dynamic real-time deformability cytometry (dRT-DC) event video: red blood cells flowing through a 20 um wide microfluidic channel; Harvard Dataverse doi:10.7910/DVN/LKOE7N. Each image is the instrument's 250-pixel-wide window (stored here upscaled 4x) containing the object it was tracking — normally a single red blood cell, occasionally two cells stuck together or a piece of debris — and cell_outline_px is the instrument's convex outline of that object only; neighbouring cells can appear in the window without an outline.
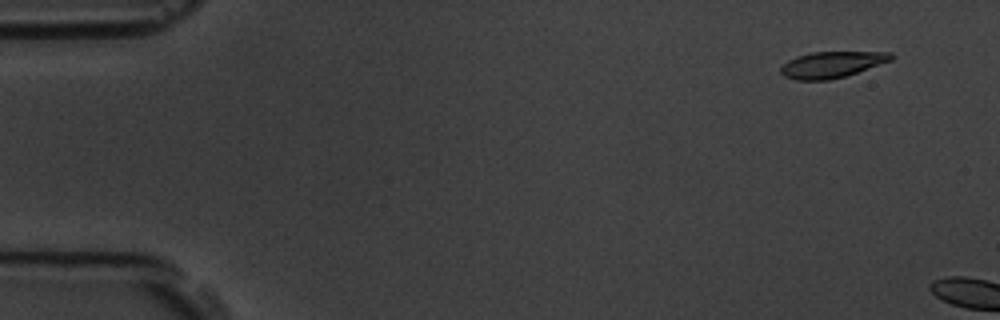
{"species": "common noctule bat (a hibernating species)", "species_latin": "Nyctalus noctula", "temperature_condition": "room temperature", "stored_images_in_passage": 3, "camera_frame_rate_fps": 3000, "um_per_image_px": 0.085, "animal": {"sex": "male", "body_mass_g": 19.5, "forearm_length_mm": 54.6}, "frame": {"image": 1, "passage_image": 2, "time_ms": 0.333, "image_size_px": [1000, 320], "cell_outline_px": [[896, 56], [892, 60], [844, 76], [828, 80], [796, 80], [784, 76], [780, 72], [780, 68], [788, 60], [796, 56], [812, 52], [892, 52]], "centroid_in_image_um": [70.7, 5.48], "position_along_channel_um": 14.3, "area_um2": 16.76}}